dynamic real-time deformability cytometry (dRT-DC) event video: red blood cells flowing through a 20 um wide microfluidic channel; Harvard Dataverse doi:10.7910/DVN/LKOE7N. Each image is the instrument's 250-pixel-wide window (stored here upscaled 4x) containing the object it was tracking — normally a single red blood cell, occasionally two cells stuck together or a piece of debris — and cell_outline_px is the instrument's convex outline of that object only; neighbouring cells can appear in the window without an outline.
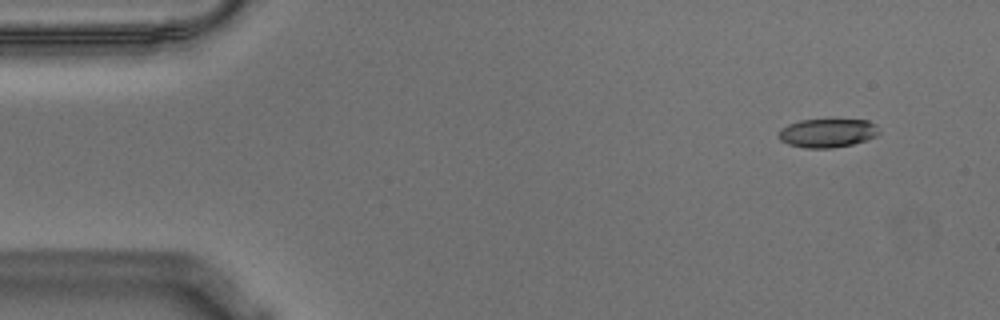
{"species": "Egyptian fruit bat (a non-hibernating species)", "species_latin": "Rousettus aegyptiacus", "temperature_condition": "warm", "stored_images_in_passage": 52, "camera_frame_rate_fps": 3000, "um_per_image_px": 0.085, "animal": {"sex": "male"}, "frame": {"image": 1, "passage_image": 1, "time_ms": 0.0, "image_size_px": [1000, 320], "cell_outline_px": [[880, 132], [876, 136], [852, 144], [832, 148], [804, 148], [788, 144], [780, 140], [776, 136], [780, 128], [788, 124], [800, 120], [868, 120], [876, 124]], "centroid_in_image_um": [70.29, 11.31], "position_along_channel_um": 14.7, "area_um2": 16.88}}
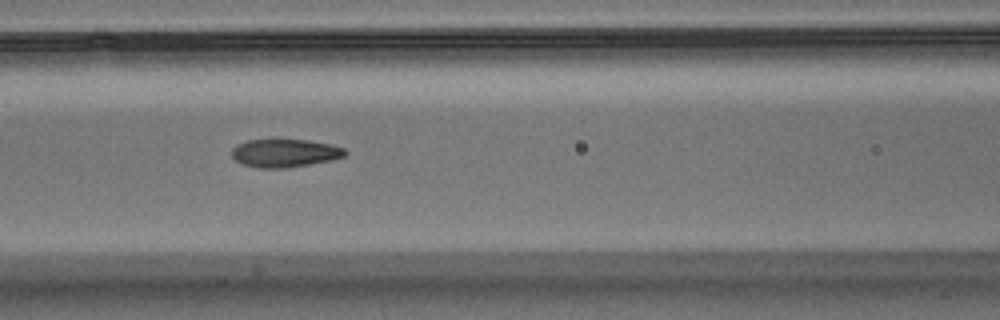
{"frame": {"image": 2, "passage_image": 20, "time_ms": 6.333, "image_size_px": [1000, 320], "cell_outline_px": [[348, 152], [344, 156], [328, 160], [308, 164], [284, 168], [256, 168], [244, 164], [236, 160], [232, 156], [232, 148], [236, 144], [248, 140], [308, 140], [332, 144], [344, 148]], "centroid_in_image_um": [24.19, 13.0], "position_along_channel_um": 142.4, "area_um2": 18.38}}
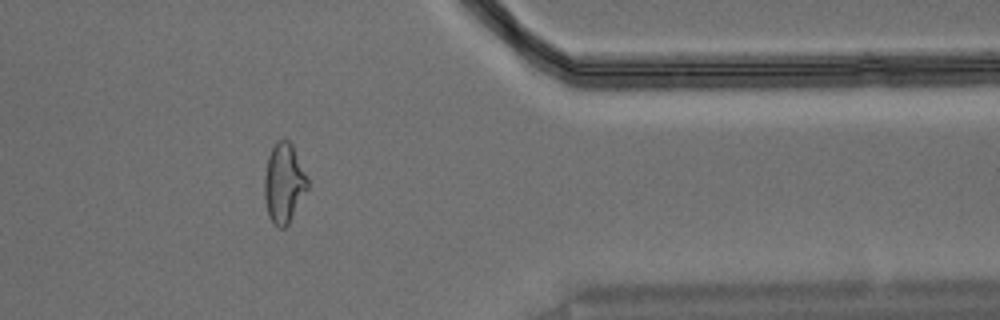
{"frame": {"image": 3, "passage_image": 42, "time_ms": 13.667, "image_size_px": [1000, 320], "cell_outline_px": [[308, 188], [288, 224], [284, 228], [280, 228], [268, 216], [264, 200], [264, 176], [268, 156], [276, 140], [288, 140], [292, 144], [308, 180]], "centroid_in_image_um": [24.11, 15.56], "position_along_channel_um": 387.3, "area_um2": 19.83}, "authors_computed_cell_mechanics": {"area_um2": 18.7272, "velocity_mm_per_s": 3.5878, "shape_relaxation_time_tau1_ms": 4.2886, "shape_relaxation_time_tau2_ms": 1.4088, "deformation_change_tau1": 0.1778, "deformation_change_tau2": 0.0846}}